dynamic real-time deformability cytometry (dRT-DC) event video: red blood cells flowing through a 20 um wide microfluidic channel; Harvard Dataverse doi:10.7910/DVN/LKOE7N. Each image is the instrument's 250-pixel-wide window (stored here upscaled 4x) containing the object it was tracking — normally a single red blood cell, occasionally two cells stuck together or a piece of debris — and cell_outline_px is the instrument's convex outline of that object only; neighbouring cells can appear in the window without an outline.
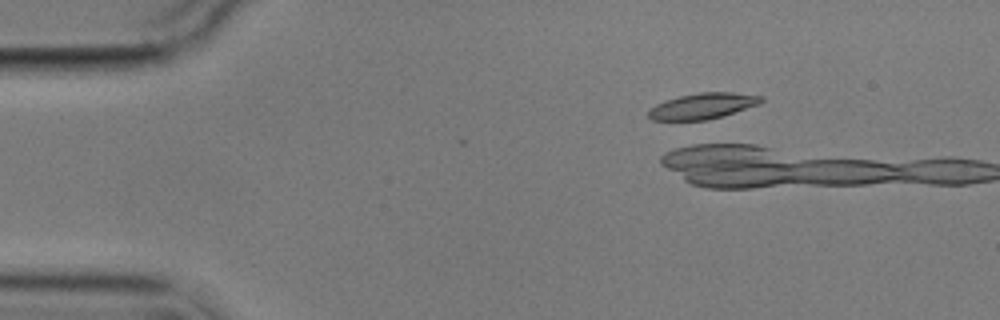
{"species": "common noctule bat (a hibernating species)", "species_latin": "Nyctalus noctula", "temperature_condition": "cold", "stored_images_in_passage": 5, "camera_frame_rate_fps": 3000, "um_per_image_px": 0.085, "animal": {"sex": "male", "body_mass_g": 17.9}, "frame": {"image": 1, "passage_image": 3, "time_ms": 2.333, "image_size_px": [1000, 320], "cell_outline_px": [[764, 100], [760, 104], [708, 120], [652, 120], [648, 116], [648, 112], [656, 104], [680, 96], [700, 92], [732, 92], [764, 96]], "centroid_in_image_um": [59.77, 9.0], "position_along_channel_um": 25.2, "area_um2": 16.82}}